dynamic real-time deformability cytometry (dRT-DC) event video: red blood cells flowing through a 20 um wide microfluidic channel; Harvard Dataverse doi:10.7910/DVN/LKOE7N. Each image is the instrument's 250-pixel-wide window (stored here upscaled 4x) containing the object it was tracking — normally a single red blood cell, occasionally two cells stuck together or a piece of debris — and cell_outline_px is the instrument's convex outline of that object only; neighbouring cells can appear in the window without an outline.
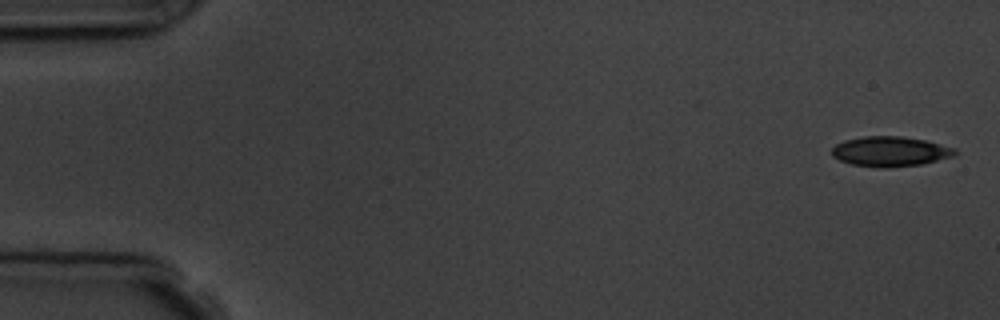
{"species": "common noctule bat (a hibernating species)", "species_latin": "Nyctalus noctula", "temperature_condition": "room temperature", "stored_images_in_passage": 5, "camera_frame_rate_fps": 3000, "um_per_image_px": 0.085, "animal": {"sex": "male", "body_mass_g": 19.5, "forearm_length_mm": 54.6}, "frame": {"image": 1, "passage_image": 1, "time_ms": 0.0, "image_size_px": [1000, 320], "cell_outline_px": [[956, 156], [920, 164], [888, 168], [876, 168], [852, 164], [840, 160], [832, 156], [832, 148], [836, 144], [844, 140], [864, 136], [900, 136], [924, 140], [956, 148]], "centroid_in_image_um": [75.66, 12.88], "position_along_channel_um": 9.3, "area_um2": 21.56}}
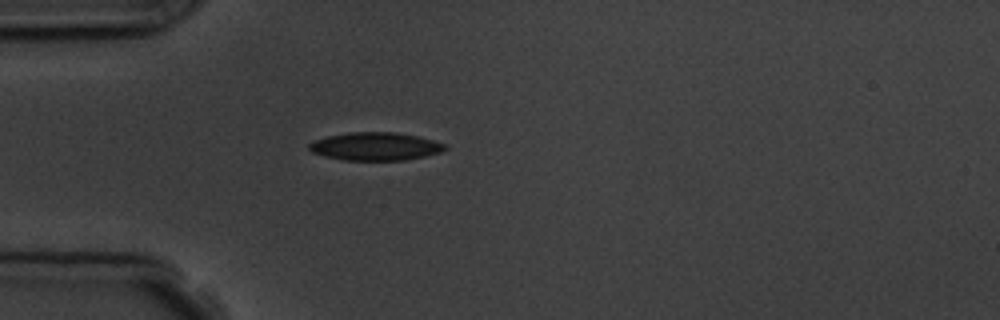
{"frame": {"image": 2, "passage_image": 5, "time_ms": 4.667, "image_size_px": [1000, 320], "cell_outline_px": [[448, 148], [440, 152], [424, 156], [404, 160], [344, 160], [324, 156], [312, 152], [308, 148], [308, 144], [312, 140], [328, 136], [348, 132], [396, 132], [420, 136], [448, 144]], "centroid_in_image_um": [31.92, 12.43], "position_along_channel_um": 53.1, "area_um2": 22.43}}